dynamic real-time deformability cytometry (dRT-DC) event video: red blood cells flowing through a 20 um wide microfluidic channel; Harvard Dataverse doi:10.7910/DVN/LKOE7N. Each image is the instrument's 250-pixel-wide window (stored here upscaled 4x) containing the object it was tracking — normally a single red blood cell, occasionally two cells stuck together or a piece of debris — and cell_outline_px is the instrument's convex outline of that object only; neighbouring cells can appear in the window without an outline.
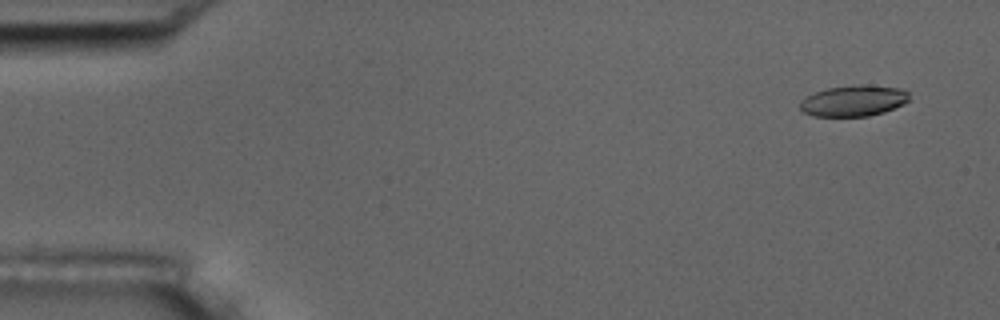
{"species": "common noctule bat (a hibernating species)", "species_latin": "Nyctalus noctula", "temperature_condition": "room temperature", "stored_images_in_passage": 6, "segment_of_instrument_passage": [2, 2], "camera_frame_rate_fps": 3000, "um_per_image_px": 0.085, "animal": {"sex": "male", "body_mass_g": 17.5, "forearm_length_mm": 52.3}, "frame": {"image": 1, "passage_image": 6, "time_ms": 5.667, "image_size_px": [1000, 320], "cell_outline_px": [[912, 100], [904, 104], [884, 112], [868, 116], [812, 116], [804, 112], [800, 108], [800, 100], [816, 92], [828, 88], [852, 84], [860, 84], [904, 88], [908, 92]], "centroid_in_image_um": [72.61, 8.55], "position_along_channel_um": 12.4, "area_um2": 20.0}}